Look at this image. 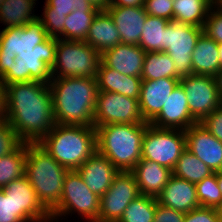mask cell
Listing matches in <instances>:
<instances>
[{
  "label": "cell",
  "mask_w": 222,
  "mask_h": 222,
  "mask_svg": "<svg viewBox=\"0 0 222 222\" xmlns=\"http://www.w3.org/2000/svg\"><path fill=\"white\" fill-rule=\"evenodd\" d=\"M6 85L0 79V122L6 120Z\"/></svg>",
  "instance_id": "cell-45"
},
{
  "label": "cell",
  "mask_w": 222,
  "mask_h": 222,
  "mask_svg": "<svg viewBox=\"0 0 222 222\" xmlns=\"http://www.w3.org/2000/svg\"><path fill=\"white\" fill-rule=\"evenodd\" d=\"M179 84L186 94L190 114L198 123L221 106L215 77L190 74L181 77Z\"/></svg>",
  "instance_id": "cell-13"
},
{
  "label": "cell",
  "mask_w": 222,
  "mask_h": 222,
  "mask_svg": "<svg viewBox=\"0 0 222 222\" xmlns=\"http://www.w3.org/2000/svg\"><path fill=\"white\" fill-rule=\"evenodd\" d=\"M216 211L218 213V217L220 219V222H222V202L221 204L216 208Z\"/></svg>",
  "instance_id": "cell-52"
},
{
  "label": "cell",
  "mask_w": 222,
  "mask_h": 222,
  "mask_svg": "<svg viewBox=\"0 0 222 222\" xmlns=\"http://www.w3.org/2000/svg\"><path fill=\"white\" fill-rule=\"evenodd\" d=\"M38 144L59 164L68 170H77L97 151L96 129L55 124Z\"/></svg>",
  "instance_id": "cell-4"
},
{
  "label": "cell",
  "mask_w": 222,
  "mask_h": 222,
  "mask_svg": "<svg viewBox=\"0 0 222 222\" xmlns=\"http://www.w3.org/2000/svg\"><path fill=\"white\" fill-rule=\"evenodd\" d=\"M88 188L101 197L120 172L105 156L95 151L78 169Z\"/></svg>",
  "instance_id": "cell-18"
},
{
  "label": "cell",
  "mask_w": 222,
  "mask_h": 222,
  "mask_svg": "<svg viewBox=\"0 0 222 222\" xmlns=\"http://www.w3.org/2000/svg\"><path fill=\"white\" fill-rule=\"evenodd\" d=\"M200 124L222 142V106L207 115Z\"/></svg>",
  "instance_id": "cell-41"
},
{
  "label": "cell",
  "mask_w": 222,
  "mask_h": 222,
  "mask_svg": "<svg viewBox=\"0 0 222 222\" xmlns=\"http://www.w3.org/2000/svg\"><path fill=\"white\" fill-rule=\"evenodd\" d=\"M183 222H220L216 208L199 207L184 216Z\"/></svg>",
  "instance_id": "cell-42"
},
{
  "label": "cell",
  "mask_w": 222,
  "mask_h": 222,
  "mask_svg": "<svg viewBox=\"0 0 222 222\" xmlns=\"http://www.w3.org/2000/svg\"><path fill=\"white\" fill-rule=\"evenodd\" d=\"M186 147L213 172L222 170V142L200 123L185 131Z\"/></svg>",
  "instance_id": "cell-17"
},
{
  "label": "cell",
  "mask_w": 222,
  "mask_h": 222,
  "mask_svg": "<svg viewBox=\"0 0 222 222\" xmlns=\"http://www.w3.org/2000/svg\"><path fill=\"white\" fill-rule=\"evenodd\" d=\"M141 78L142 80L180 79L176 74L174 61L165 52H146Z\"/></svg>",
  "instance_id": "cell-30"
},
{
  "label": "cell",
  "mask_w": 222,
  "mask_h": 222,
  "mask_svg": "<svg viewBox=\"0 0 222 222\" xmlns=\"http://www.w3.org/2000/svg\"><path fill=\"white\" fill-rule=\"evenodd\" d=\"M170 22L147 14L139 46L145 52H165V29Z\"/></svg>",
  "instance_id": "cell-29"
},
{
  "label": "cell",
  "mask_w": 222,
  "mask_h": 222,
  "mask_svg": "<svg viewBox=\"0 0 222 222\" xmlns=\"http://www.w3.org/2000/svg\"><path fill=\"white\" fill-rule=\"evenodd\" d=\"M147 123L141 113L138 99L115 92L99 91L94 112L93 127L108 124Z\"/></svg>",
  "instance_id": "cell-11"
},
{
  "label": "cell",
  "mask_w": 222,
  "mask_h": 222,
  "mask_svg": "<svg viewBox=\"0 0 222 222\" xmlns=\"http://www.w3.org/2000/svg\"><path fill=\"white\" fill-rule=\"evenodd\" d=\"M26 155L27 143L23 142L15 151L0 157V189L25 175Z\"/></svg>",
  "instance_id": "cell-32"
},
{
  "label": "cell",
  "mask_w": 222,
  "mask_h": 222,
  "mask_svg": "<svg viewBox=\"0 0 222 222\" xmlns=\"http://www.w3.org/2000/svg\"><path fill=\"white\" fill-rule=\"evenodd\" d=\"M186 148V135L183 130L161 129L149 124L142 140L141 159L173 170Z\"/></svg>",
  "instance_id": "cell-10"
},
{
  "label": "cell",
  "mask_w": 222,
  "mask_h": 222,
  "mask_svg": "<svg viewBox=\"0 0 222 222\" xmlns=\"http://www.w3.org/2000/svg\"><path fill=\"white\" fill-rule=\"evenodd\" d=\"M203 33L218 44L222 43V14L214 8L209 10L207 19L203 25Z\"/></svg>",
  "instance_id": "cell-40"
},
{
  "label": "cell",
  "mask_w": 222,
  "mask_h": 222,
  "mask_svg": "<svg viewBox=\"0 0 222 222\" xmlns=\"http://www.w3.org/2000/svg\"><path fill=\"white\" fill-rule=\"evenodd\" d=\"M98 90L119 93L139 99L142 78L124 75L107 67L102 61L96 75Z\"/></svg>",
  "instance_id": "cell-24"
},
{
  "label": "cell",
  "mask_w": 222,
  "mask_h": 222,
  "mask_svg": "<svg viewBox=\"0 0 222 222\" xmlns=\"http://www.w3.org/2000/svg\"><path fill=\"white\" fill-rule=\"evenodd\" d=\"M48 85L56 124L93 126L99 92L96 78H52Z\"/></svg>",
  "instance_id": "cell-2"
},
{
  "label": "cell",
  "mask_w": 222,
  "mask_h": 222,
  "mask_svg": "<svg viewBox=\"0 0 222 222\" xmlns=\"http://www.w3.org/2000/svg\"><path fill=\"white\" fill-rule=\"evenodd\" d=\"M146 52L139 45L117 44L101 54V61L121 74L141 77Z\"/></svg>",
  "instance_id": "cell-21"
},
{
  "label": "cell",
  "mask_w": 222,
  "mask_h": 222,
  "mask_svg": "<svg viewBox=\"0 0 222 222\" xmlns=\"http://www.w3.org/2000/svg\"><path fill=\"white\" fill-rule=\"evenodd\" d=\"M68 171L38 143H27L25 176L49 213L59 205Z\"/></svg>",
  "instance_id": "cell-5"
},
{
  "label": "cell",
  "mask_w": 222,
  "mask_h": 222,
  "mask_svg": "<svg viewBox=\"0 0 222 222\" xmlns=\"http://www.w3.org/2000/svg\"><path fill=\"white\" fill-rule=\"evenodd\" d=\"M48 34L39 19L22 27L4 28L0 31V79L15 64L18 54L34 53L36 45L43 43Z\"/></svg>",
  "instance_id": "cell-8"
},
{
  "label": "cell",
  "mask_w": 222,
  "mask_h": 222,
  "mask_svg": "<svg viewBox=\"0 0 222 222\" xmlns=\"http://www.w3.org/2000/svg\"><path fill=\"white\" fill-rule=\"evenodd\" d=\"M100 197L85 184L77 170H69L64 178L59 205L50 213L51 220L77 212L83 219L99 218Z\"/></svg>",
  "instance_id": "cell-9"
},
{
  "label": "cell",
  "mask_w": 222,
  "mask_h": 222,
  "mask_svg": "<svg viewBox=\"0 0 222 222\" xmlns=\"http://www.w3.org/2000/svg\"><path fill=\"white\" fill-rule=\"evenodd\" d=\"M106 10L119 31L121 44L139 45L147 17L144 6H109Z\"/></svg>",
  "instance_id": "cell-20"
},
{
  "label": "cell",
  "mask_w": 222,
  "mask_h": 222,
  "mask_svg": "<svg viewBox=\"0 0 222 222\" xmlns=\"http://www.w3.org/2000/svg\"><path fill=\"white\" fill-rule=\"evenodd\" d=\"M203 27L172 20L165 29V53L175 63L176 74L181 78L192 74V52Z\"/></svg>",
  "instance_id": "cell-12"
},
{
  "label": "cell",
  "mask_w": 222,
  "mask_h": 222,
  "mask_svg": "<svg viewBox=\"0 0 222 222\" xmlns=\"http://www.w3.org/2000/svg\"><path fill=\"white\" fill-rule=\"evenodd\" d=\"M36 1L37 0H4L0 6V23L5 24V28H14L22 27L38 19L39 16L32 14Z\"/></svg>",
  "instance_id": "cell-27"
},
{
  "label": "cell",
  "mask_w": 222,
  "mask_h": 222,
  "mask_svg": "<svg viewBox=\"0 0 222 222\" xmlns=\"http://www.w3.org/2000/svg\"><path fill=\"white\" fill-rule=\"evenodd\" d=\"M180 79L142 80L139 104L144 120L150 123L161 111Z\"/></svg>",
  "instance_id": "cell-19"
},
{
  "label": "cell",
  "mask_w": 222,
  "mask_h": 222,
  "mask_svg": "<svg viewBox=\"0 0 222 222\" xmlns=\"http://www.w3.org/2000/svg\"><path fill=\"white\" fill-rule=\"evenodd\" d=\"M3 190L10 196L16 209V216L22 222L52 221L50 213L39 202L36 192L25 175L11 181Z\"/></svg>",
  "instance_id": "cell-15"
},
{
  "label": "cell",
  "mask_w": 222,
  "mask_h": 222,
  "mask_svg": "<svg viewBox=\"0 0 222 222\" xmlns=\"http://www.w3.org/2000/svg\"><path fill=\"white\" fill-rule=\"evenodd\" d=\"M45 4L52 9V12L68 15L75 10H98L88 0H45Z\"/></svg>",
  "instance_id": "cell-38"
},
{
  "label": "cell",
  "mask_w": 222,
  "mask_h": 222,
  "mask_svg": "<svg viewBox=\"0 0 222 222\" xmlns=\"http://www.w3.org/2000/svg\"><path fill=\"white\" fill-rule=\"evenodd\" d=\"M198 122L191 116L183 87L178 83L169 95L160 113L149 123L161 129L185 131Z\"/></svg>",
  "instance_id": "cell-16"
},
{
  "label": "cell",
  "mask_w": 222,
  "mask_h": 222,
  "mask_svg": "<svg viewBox=\"0 0 222 222\" xmlns=\"http://www.w3.org/2000/svg\"><path fill=\"white\" fill-rule=\"evenodd\" d=\"M157 201L183 214L200 207L195 184L173 174L157 197Z\"/></svg>",
  "instance_id": "cell-22"
},
{
  "label": "cell",
  "mask_w": 222,
  "mask_h": 222,
  "mask_svg": "<svg viewBox=\"0 0 222 222\" xmlns=\"http://www.w3.org/2000/svg\"><path fill=\"white\" fill-rule=\"evenodd\" d=\"M157 198L139 195L124 210L118 222H153Z\"/></svg>",
  "instance_id": "cell-34"
},
{
  "label": "cell",
  "mask_w": 222,
  "mask_h": 222,
  "mask_svg": "<svg viewBox=\"0 0 222 222\" xmlns=\"http://www.w3.org/2000/svg\"><path fill=\"white\" fill-rule=\"evenodd\" d=\"M101 53L85 41H69L58 38L55 63L51 67L52 78H96Z\"/></svg>",
  "instance_id": "cell-6"
},
{
  "label": "cell",
  "mask_w": 222,
  "mask_h": 222,
  "mask_svg": "<svg viewBox=\"0 0 222 222\" xmlns=\"http://www.w3.org/2000/svg\"><path fill=\"white\" fill-rule=\"evenodd\" d=\"M214 172L187 148L180 155L172 174L176 177L197 184Z\"/></svg>",
  "instance_id": "cell-31"
},
{
  "label": "cell",
  "mask_w": 222,
  "mask_h": 222,
  "mask_svg": "<svg viewBox=\"0 0 222 222\" xmlns=\"http://www.w3.org/2000/svg\"><path fill=\"white\" fill-rule=\"evenodd\" d=\"M211 8L212 0H174L173 20L203 27Z\"/></svg>",
  "instance_id": "cell-28"
},
{
  "label": "cell",
  "mask_w": 222,
  "mask_h": 222,
  "mask_svg": "<svg viewBox=\"0 0 222 222\" xmlns=\"http://www.w3.org/2000/svg\"><path fill=\"white\" fill-rule=\"evenodd\" d=\"M218 50H219L220 66H221V69H222V43L219 44V46H218Z\"/></svg>",
  "instance_id": "cell-53"
},
{
  "label": "cell",
  "mask_w": 222,
  "mask_h": 222,
  "mask_svg": "<svg viewBox=\"0 0 222 222\" xmlns=\"http://www.w3.org/2000/svg\"><path fill=\"white\" fill-rule=\"evenodd\" d=\"M140 195L157 198L172 175V170L156 162L141 159L131 170Z\"/></svg>",
  "instance_id": "cell-23"
},
{
  "label": "cell",
  "mask_w": 222,
  "mask_h": 222,
  "mask_svg": "<svg viewBox=\"0 0 222 222\" xmlns=\"http://www.w3.org/2000/svg\"><path fill=\"white\" fill-rule=\"evenodd\" d=\"M6 120L26 143H39L56 124L52 94L39 81L6 85Z\"/></svg>",
  "instance_id": "cell-1"
},
{
  "label": "cell",
  "mask_w": 222,
  "mask_h": 222,
  "mask_svg": "<svg viewBox=\"0 0 222 222\" xmlns=\"http://www.w3.org/2000/svg\"><path fill=\"white\" fill-rule=\"evenodd\" d=\"M219 44L202 33L195 45L192 56V74L215 77L221 70Z\"/></svg>",
  "instance_id": "cell-26"
},
{
  "label": "cell",
  "mask_w": 222,
  "mask_h": 222,
  "mask_svg": "<svg viewBox=\"0 0 222 222\" xmlns=\"http://www.w3.org/2000/svg\"><path fill=\"white\" fill-rule=\"evenodd\" d=\"M58 38L48 37L36 45L34 53L18 54L11 70L1 79L5 85L39 81L49 84L52 79L51 67L55 63Z\"/></svg>",
  "instance_id": "cell-7"
},
{
  "label": "cell",
  "mask_w": 222,
  "mask_h": 222,
  "mask_svg": "<svg viewBox=\"0 0 222 222\" xmlns=\"http://www.w3.org/2000/svg\"><path fill=\"white\" fill-rule=\"evenodd\" d=\"M22 143L7 120L0 122V157L15 151Z\"/></svg>",
  "instance_id": "cell-37"
},
{
  "label": "cell",
  "mask_w": 222,
  "mask_h": 222,
  "mask_svg": "<svg viewBox=\"0 0 222 222\" xmlns=\"http://www.w3.org/2000/svg\"><path fill=\"white\" fill-rule=\"evenodd\" d=\"M85 221H88V222H118V221H113V220H103L100 218L86 219Z\"/></svg>",
  "instance_id": "cell-51"
},
{
  "label": "cell",
  "mask_w": 222,
  "mask_h": 222,
  "mask_svg": "<svg viewBox=\"0 0 222 222\" xmlns=\"http://www.w3.org/2000/svg\"><path fill=\"white\" fill-rule=\"evenodd\" d=\"M215 80L217 82L218 94L222 101V69L216 74Z\"/></svg>",
  "instance_id": "cell-48"
},
{
  "label": "cell",
  "mask_w": 222,
  "mask_h": 222,
  "mask_svg": "<svg viewBox=\"0 0 222 222\" xmlns=\"http://www.w3.org/2000/svg\"><path fill=\"white\" fill-rule=\"evenodd\" d=\"M140 195L134 174L120 171L100 197L99 218L119 221L127 206Z\"/></svg>",
  "instance_id": "cell-14"
},
{
  "label": "cell",
  "mask_w": 222,
  "mask_h": 222,
  "mask_svg": "<svg viewBox=\"0 0 222 222\" xmlns=\"http://www.w3.org/2000/svg\"><path fill=\"white\" fill-rule=\"evenodd\" d=\"M98 10H106L110 6V0H88Z\"/></svg>",
  "instance_id": "cell-47"
},
{
  "label": "cell",
  "mask_w": 222,
  "mask_h": 222,
  "mask_svg": "<svg viewBox=\"0 0 222 222\" xmlns=\"http://www.w3.org/2000/svg\"><path fill=\"white\" fill-rule=\"evenodd\" d=\"M44 5V12L41 17L39 16L38 19L42 22V25L49 37L64 40V24L67 16L64 15V13L52 12L50 7H48L46 4Z\"/></svg>",
  "instance_id": "cell-36"
},
{
  "label": "cell",
  "mask_w": 222,
  "mask_h": 222,
  "mask_svg": "<svg viewBox=\"0 0 222 222\" xmlns=\"http://www.w3.org/2000/svg\"><path fill=\"white\" fill-rule=\"evenodd\" d=\"M217 184L222 194V170L217 172Z\"/></svg>",
  "instance_id": "cell-50"
},
{
  "label": "cell",
  "mask_w": 222,
  "mask_h": 222,
  "mask_svg": "<svg viewBox=\"0 0 222 222\" xmlns=\"http://www.w3.org/2000/svg\"><path fill=\"white\" fill-rule=\"evenodd\" d=\"M0 222H22L9 195L0 189Z\"/></svg>",
  "instance_id": "cell-43"
},
{
  "label": "cell",
  "mask_w": 222,
  "mask_h": 222,
  "mask_svg": "<svg viewBox=\"0 0 222 222\" xmlns=\"http://www.w3.org/2000/svg\"><path fill=\"white\" fill-rule=\"evenodd\" d=\"M98 11L80 9L68 14L64 24V40L85 41Z\"/></svg>",
  "instance_id": "cell-33"
},
{
  "label": "cell",
  "mask_w": 222,
  "mask_h": 222,
  "mask_svg": "<svg viewBox=\"0 0 222 222\" xmlns=\"http://www.w3.org/2000/svg\"><path fill=\"white\" fill-rule=\"evenodd\" d=\"M200 207L217 208L222 202V194L217 184V172L195 184Z\"/></svg>",
  "instance_id": "cell-35"
},
{
  "label": "cell",
  "mask_w": 222,
  "mask_h": 222,
  "mask_svg": "<svg viewBox=\"0 0 222 222\" xmlns=\"http://www.w3.org/2000/svg\"><path fill=\"white\" fill-rule=\"evenodd\" d=\"M174 0H144V8L148 15L173 20Z\"/></svg>",
  "instance_id": "cell-39"
},
{
  "label": "cell",
  "mask_w": 222,
  "mask_h": 222,
  "mask_svg": "<svg viewBox=\"0 0 222 222\" xmlns=\"http://www.w3.org/2000/svg\"><path fill=\"white\" fill-rule=\"evenodd\" d=\"M212 8L222 14V0H212Z\"/></svg>",
  "instance_id": "cell-49"
},
{
  "label": "cell",
  "mask_w": 222,
  "mask_h": 222,
  "mask_svg": "<svg viewBox=\"0 0 222 222\" xmlns=\"http://www.w3.org/2000/svg\"><path fill=\"white\" fill-rule=\"evenodd\" d=\"M110 6H144V0H110Z\"/></svg>",
  "instance_id": "cell-46"
},
{
  "label": "cell",
  "mask_w": 222,
  "mask_h": 222,
  "mask_svg": "<svg viewBox=\"0 0 222 222\" xmlns=\"http://www.w3.org/2000/svg\"><path fill=\"white\" fill-rule=\"evenodd\" d=\"M185 214L178 212L172 208L165 207L158 203L155 210V218L153 222H183Z\"/></svg>",
  "instance_id": "cell-44"
},
{
  "label": "cell",
  "mask_w": 222,
  "mask_h": 222,
  "mask_svg": "<svg viewBox=\"0 0 222 222\" xmlns=\"http://www.w3.org/2000/svg\"><path fill=\"white\" fill-rule=\"evenodd\" d=\"M148 125L147 122L97 127V151L119 171H131L141 160L142 140Z\"/></svg>",
  "instance_id": "cell-3"
},
{
  "label": "cell",
  "mask_w": 222,
  "mask_h": 222,
  "mask_svg": "<svg viewBox=\"0 0 222 222\" xmlns=\"http://www.w3.org/2000/svg\"><path fill=\"white\" fill-rule=\"evenodd\" d=\"M85 42L99 53L121 43L119 31L107 10H99L89 28Z\"/></svg>",
  "instance_id": "cell-25"
}]
</instances>
